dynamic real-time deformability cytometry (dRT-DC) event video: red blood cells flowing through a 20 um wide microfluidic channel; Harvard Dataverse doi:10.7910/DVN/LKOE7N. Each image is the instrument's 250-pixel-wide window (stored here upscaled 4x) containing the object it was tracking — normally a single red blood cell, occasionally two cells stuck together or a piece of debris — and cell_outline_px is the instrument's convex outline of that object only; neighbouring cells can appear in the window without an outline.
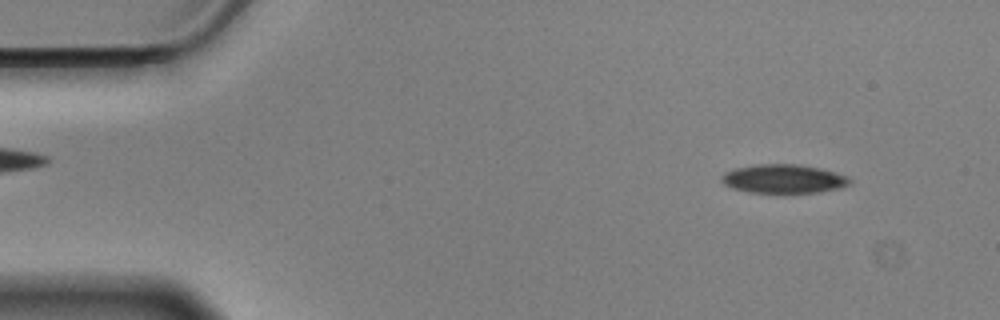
{"species": "Egyptian fruit bat (a non-hibernating species)", "species_latin": "Rousettus aegyptiacus", "temperature_condition": "cold", "stored_images_in_passage": 16, "camera_frame_rate_fps": 3000, "um_per_image_px": 0.085, "animal": {"sex": "male"}, "frame": {"image": 1, "passage_image": 5, "time_ms": 1.333, "image_size_px": [1000, 320], "cell_outline_px": [[852, 184], [840, 188], [820, 192], [748, 192], [732, 188], [724, 184], [720, 180], [720, 176], [724, 172], [736, 168], [756, 164], [800, 164], [820, 168], [836, 172], [848, 176], [852, 180]], "centroid_in_image_um": [66.63, 15.19], "position_along_channel_um": 18.4, "area_um2": 21.68}}